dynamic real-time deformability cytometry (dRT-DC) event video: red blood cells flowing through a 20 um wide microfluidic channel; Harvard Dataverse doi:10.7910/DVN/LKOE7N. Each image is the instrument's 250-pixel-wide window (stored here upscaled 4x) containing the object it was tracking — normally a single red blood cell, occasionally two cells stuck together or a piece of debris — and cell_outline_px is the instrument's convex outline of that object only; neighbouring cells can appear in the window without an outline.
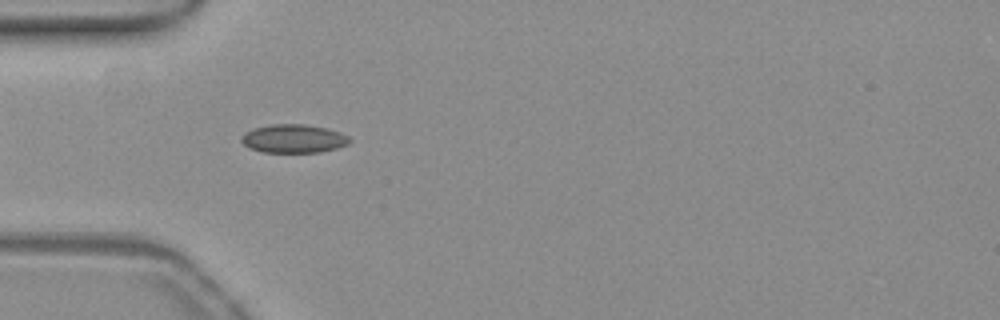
{"species": "common noctule bat (a hibernating species)", "species_latin": "Nyctalus noctula", "temperature_condition": "warm", "stored_images_in_passage": 41, "camera_frame_rate_fps": 3000, "um_per_image_px": 0.085, "animal": {"sex": "female", "body_mass_g": 19.3, "forearm_length_mm": 54.1}, "frame": {"image": 1, "passage_image": 5, "time_ms": 1.333, "image_size_px": [1000, 320], "cell_outline_px": [[352, 140], [348, 144], [336, 148], [320, 152], [260, 152], [248, 148], [240, 140], [240, 136], [244, 132], [252, 128], [268, 124], [304, 124], [328, 128], [340, 132], [348, 136]], "centroid_in_image_um": [24.91, 11.77], "position_along_channel_um": 60.1, "area_um2": 18.26}}
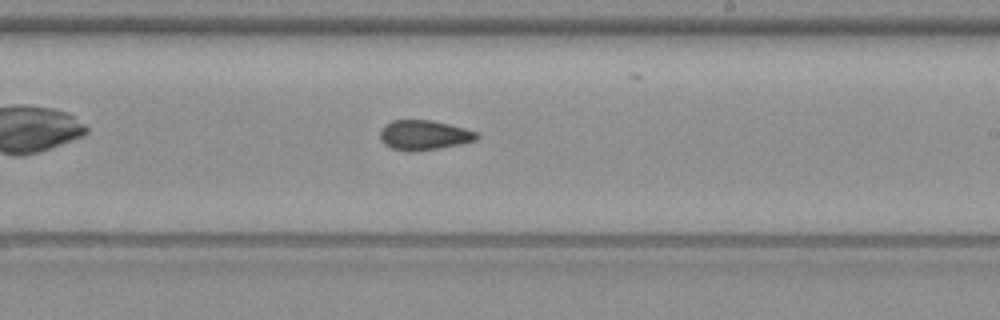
{"frame": {"image": 2, "passage_image": 20, "time_ms": 6.333, "image_size_px": [1000, 320], "cell_outline_px": [[480, 136], [476, 140], [460, 144], [440, 148], [412, 152], [408, 152], [392, 148], [384, 144], [380, 140], [380, 128], [384, 124], [392, 120], [432, 120], [464, 128], [476, 132]], "centroid_in_image_um": [36.0, 11.48], "position_along_channel_um": 253.0, "area_um2": 16.94}}
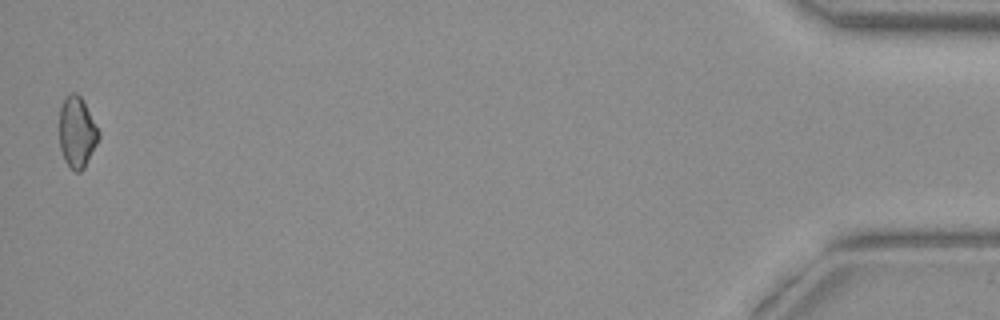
{"frame": {"image": 3, "passage_image": 41, "time_ms": 13.333, "image_size_px": [1000, 320], "cell_outline_px": [[100, 136], [84, 168], [80, 172], [76, 172], [64, 160], [60, 148], [60, 108], [64, 100], [72, 92], [76, 92], [80, 96], [100, 132]], "centroid_in_image_um": [6.54, 11.25], "position_along_channel_um": 428.7, "area_um2": 15.9}, "authors_computed_cell_mechanics": {"area_um2": 16.8198, "velocity_mm_per_s": 3.9112, "shape_relaxation_time_tau1_ms": null, "shape_relaxation_time_tau2_ms": 5.8736, "deformation_change_tau1": null, "deformation_change_tau2": 0.0789}}